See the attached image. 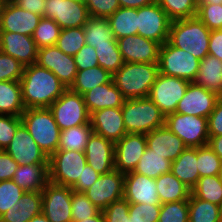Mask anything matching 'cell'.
<instances>
[{
	"label": "cell",
	"mask_w": 222,
	"mask_h": 222,
	"mask_svg": "<svg viewBox=\"0 0 222 222\" xmlns=\"http://www.w3.org/2000/svg\"><path fill=\"white\" fill-rule=\"evenodd\" d=\"M12 180L24 191H42L49 182L48 164L18 166Z\"/></svg>",
	"instance_id": "cell-28"
},
{
	"label": "cell",
	"mask_w": 222,
	"mask_h": 222,
	"mask_svg": "<svg viewBox=\"0 0 222 222\" xmlns=\"http://www.w3.org/2000/svg\"><path fill=\"white\" fill-rule=\"evenodd\" d=\"M165 125L176 134L186 147L198 148L208 144V119L180 113L166 116Z\"/></svg>",
	"instance_id": "cell-9"
},
{
	"label": "cell",
	"mask_w": 222,
	"mask_h": 222,
	"mask_svg": "<svg viewBox=\"0 0 222 222\" xmlns=\"http://www.w3.org/2000/svg\"><path fill=\"white\" fill-rule=\"evenodd\" d=\"M95 51L98 56L99 66L112 75L125 63L119 51L118 44L96 45Z\"/></svg>",
	"instance_id": "cell-43"
},
{
	"label": "cell",
	"mask_w": 222,
	"mask_h": 222,
	"mask_svg": "<svg viewBox=\"0 0 222 222\" xmlns=\"http://www.w3.org/2000/svg\"><path fill=\"white\" fill-rule=\"evenodd\" d=\"M219 177H220V180L222 181V160H221Z\"/></svg>",
	"instance_id": "cell-66"
},
{
	"label": "cell",
	"mask_w": 222,
	"mask_h": 222,
	"mask_svg": "<svg viewBox=\"0 0 222 222\" xmlns=\"http://www.w3.org/2000/svg\"><path fill=\"white\" fill-rule=\"evenodd\" d=\"M49 109L61 131L90 123V113L83 95L69 88L50 105Z\"/></svg>",
	"instance_id": "cell-8"
},
{
	"label": "cell",
	"mask_w": 222,
	"mask_h": 222,
	"mask_svg": "<svg viewBox=\"0 0 222 222\" xmlns=\"http://www.w3.org/2000/svg\"><path fill=\"white\" fill-rule=\"evenodd\" d=\"M197 162L200 177L219 175L221 159L208 145L197 148Z\"/></svg>",
	"instance_id": "cell-44"
},
{
	"label": "cell",
	"mask_w": 222,
	"mask_h": 222,
	"mask_svg": "<svg viewBox=\"0 0 222 222\" xmlns=\"http://www.w3.org/2000/svg\"><path fill=\"white\" fill-rule=\"evenodd\" d=\"M22 124L21 116L0 114V150H4Z\"/></svg>",
	"instance_id": "cell-52"
},
{
	"label": "cell",
	"mask_w": 222,
	"mask_h": 222,
	"mask_svg": "<svg viewBox=\"0 0 222 222\" xmlns=\"http://www.w3.org/2000/svg\"><path fill=\"white\" fill-rule=\"evenodd\" d=\"M25 109L20 81H0V114L21 116Z\"/></svg>",
	"instance_id": "cell-32"
},
{
	"label": "cell",
	"mask_w": 222,
	"mask_h": 222,
	"mask_svg": "<svg viewBox=\"0 0 222 222\" xmlns=\"http://www.w3.org/2000/svg\"><path fill=\"white\" fill-rule=\"evenodd\" d=\"M194 83L222 96V61L208 54L200 61Z\"/></svg>",
	"instance_id": "cell-30"
},
{
	"label": "cell",
	"mask_w": 222,
	"mask_h": 222,
	"mask_svg": "<svg viewBox=\"0 0 222 222\" xmlns=\"http://www.w3.org/2000/svg\"><path fill=\"white\" fill-rule=\"evenodd\" d=\"M13 180H4L0 182V216L8 209H13L24 194Z\"/></svg>",
	"instance_id": "cell-47"
},
{
	"label": "cell",
	"mask_w": 222,
	"mask_h": 222,
	"mask_svg": "<svg viewBox=\"0 0 222 222\" xmlns=\"http://www.w3.org/2000/svg\"><path fill=\"white\" fill-rule=\"evenodd\" d=\"M93 129L91 123L64 129L60 133L58 150H74L84 152Z\"/></svg>",
	"instance_id": "cell-36"
},
{
	"label": "cell",
	"mask_w": 222,
	"mask_h": 222,
	"mask_svg": "<svg viewBox=\"0 0 222 222\" xmlns=\"http://www.w3.org/2000/svg\"><path fill=\"white\" fill-rule=\"evenodd\" d=\"M189 81L159 73L149 92V98L165 115L175 113L178 102L183 98Z\"/></svg>",
	"instance_id": "cell-10"
},
{
	"label": "cell",
	"mask_w": 222,
	"mask_h": 222,
	"mask_svg": "<svg viewBox=\"0 0 222 222\" xmlns=\"http://www.w3.org/2000/svg\"><path fill=\"white\" fill-rule=\"evenodd\" d=\"M28 222H50L48 218L41 212L40 214L33 217Z\"/></svg>",
	"instance_id": "cell-63"
},
{
	"label": "cell",
	"mask_w": 222,
	"mask_h": 222,
	"mask_svg": "<svg viewBox=\"0 0 222 222\" xmlns=\"http://www.w3.org/2000/svg\"><path fill=\"white\" fill-rule=\"evenodd\" d=\"M73 58L77 71L99 66L95 49L87 44H85Z\"/></svg>",
	"instance_id": "cell-54"
},
{
	"label": "cell",
	"mask_w": 222,
	"mask_h": 222,
	"mask_svg": "<svg viewBox=\"0 0 222 222\" xmlns=\"http://www.w3.org/2000/svg\"><path fill=\"white\" fill-rule=\"evenodd\" d=\"M113 79V75L104 70L100 66L77 71L75 80L71 87V91L84 95L98 85L109 83Z\"/></svg>",
	"instance_id": "cell-34"
},
{
	"label": "cell",
	"mask_w": 222,
	"mask_h": 222,
	"mask_svg": "<svg viewBox=\"0 0 222 222\" xmlns=\"http://www.w3.org/2000/svg\"><path fill=\"white\" fill-rule=\"evenodd\" d=\"M125 173L113 170L102 174L84 194L100 210L124 197Z\"/></svg>",
	"instance_id": "cell-14"
},
{
	"label": "cell",
	"mask_w": 222,
	"mask_h": 222,
	"mask_svg": "<svg viewBox=\"0 0 222 222\" xmlns=\"http://www.w3.org/2000/svg\"><path fill=\"white\" fill-rule=\"evenodd\" d=\"M191 194L196 198L221 206L222 181L219 175L200 177L191 189Z\"/></svg>",
	"instance_id": "cell-38"
},
{
	"label": "cell",
	"mask_w": 222,
	"mask_h": 222,
	"mask_svg": "<svg viewBox=\"0 0 222 222\" xmlns=\"http://www.w3.org/2000/svg\"><path fill=\"white\" fill-rule=\"evenodd\" d=\"M76 222H105V221L102 211H99L94 217L82 219V221H76Z\"/></svg>",
	"instance_id": "cell-62"
},
{
	"label": "cell",
	"mask_w": 222,
	"mask_h": 222,
	"mask_svg": "<svg viewBox=\"0 0 222 222\" xmlns=\"http://www.w3.org/2000/svg\"><path fill=\"white\" fill-rule=\"evenodd\" d=\"M161 204L189 200L191 189L171 172L155 179Z\"/></svg>",
	"instance_id": "cell-31"
},
{
	"label": "cell",
	"mask_w": 222,
	"mask_h": 222,
	"mask_svg": "<svg viewBox=\"0 0 222 222\" xmlns=\"http://www.w3.org/2000/svg\"><path fill=\"white\" fill-rule=\"evenodd\" d=\"M107 20L116 40L138 34L137 8L120 7Z\"/></svg>",
	"instance_id": "cell-33"
},
{
	"label": "cell",
	"mask_w": 222,
	"mask_h": 222,
	"mask_svg": "<svg viewBox=\"0 0 222 222\" xmlns=\"http://www.w3.org/2000/svg\"><path fill=\"white\" fill-rule=\"evenodd\" d=\"M42 16L20 8L6 0L0 14V32H12L32 36Z\"/></svg>",
	"instance_id": "cell-17"
},
{
	"label": "cell",
	"mask_w": 222,
	"mask_h": 222,
	"mask_svg": "<svg viewBox=\"0 0 222 222\" xmlns=\"http://www.w3.org/2000/svg\"><path fill=\"white\" fill-rule=\"evenodd\" d=\"M118 1L120 7L123 8H140L156 2V0H118Z\"/></svg>",
	"instance_id": "cell-60"
},
{
	"label": "cell",
	"mask_w": 222,
	"mask_h": 222,
	"mask_svg": "<svg viewBox=\"0 0 222 222\" xmlns=\"http://www.w3.org/2000/svg\"><path fill=\"white\" fill-rule=\"evenodd\" d=\"M138 35L160 45L168 41L171 20L161 6L155 3L137 8Z\"/></svg>",
	"instance_id": "cell-12"
},
{
	"label": "cell",
	"mask_w": 222,
	"mask_h": 222,
	"mask_svg": "<svg viewBox=\"0 0 222 222\" xmlns=\"http://www.w3.org/2000/svg\"><path fill=\"white\" fill-rule=\"evenodd\" d=\"M18 163L5 151L0 150V182L12 180Z\"/></svg>",
	"instance_id": "cell-57"
},
{
	"label": "cell",
	"mask_w": 222,
	"mask_h": 222,
	"mask_svg": "<svg viewBox=\"0 0 222 222\" xmlns=\"http://www.w3.org/2000/svg\"><path fill=\"white\" fill-rule=\"evenodd\" d=\"M86 44L83 27L62 29L56 47L67 55L74 56Z\"/></svg>",
	"instance_id": "cell-42"
},
{
	"label": "cell",
	"mask_w": 222,
	"mask_h": 222,
	"mask_svg": "<svg viewBox=\"0 0 222 222\" xmlns=\"http://www.w3.org/2000/svg\"><path fill=\"white\" fill-rule=\"evenodd\" d=\"M42 212V191H25L13 209L0 216V222H28Z\"/></svg>",
	"instance_id": "cell-27"
},
{
	"label": "cell",
	"mask_w": 222,
	"mask_h": 222,
	"mask_svg": "<svg viewBox=\"0 0 222 222\" xmlns=\"http://www.w3.org/2000/svg\"><path fill=\"white\" fill-rule=\"evenodd\" d=\"M0 51L17 59L25 67L36 63L38 47L32 36L0 32Z\"/></svg>",
	"instance_id": "cell-22"
},
{
	"label": "cell",
	"mask_w": 222,
	"mask_h": 222,
	"mask_svg": "<svg viewBox=\"0 0 222 222\" xmlns=\"http://www.w3.org/2000/svg\"><path fill=\"white\" fill-rule=\"evenodd\" d=\"M43 17L53 19L61 29L83 27L90 18L85 2L75 0H46Z\"/></svg>",
	"instance_id": "cell-13"
},
{
	"label": "cell",
	"mask_w": 222,
	"mask_h": 222,
	"mask_svg": "<svg viewBox=\"0 0 222 222\" xmlns=\"http://www.w3.org/2000/svg\"><path fill=\"white\" fill-rule=\"evenodd\" d=\"M171 161L146 148L134 172L156 179L164 173L171 172Z\"/></svg>",
	"instance_id": "cell-37"
},
{
	"label": "cell",
	"mask_w": 222,
	"mask_h": 222,
	"mask_svg": "<svg viewBox=\"0 0 222 222\" xmlns=\"http://www.w3.org/2000/svg\"><path fill=\"white\" fill-rule=\"evenodd\" d=\"M196 16L209 30L222 29V5L198 4Z\"/></svg>",
	"instance_id": "cell-48"
},
{
	"label": "cell",
	"mask_w": 222,
	"mask_h": 222,
	"mask_svg": "<svg viewBox=\"0 0 222 222\" xmlns=\"http://www.w3.org/2000/svg\"><path fill=\"white\" fill-rule=\"evenodd\" d=\"M73 1H74V0H73ZM75 1L85 2V0H75Z\"/></svg>",
	"instance_id": "cell-68"
},
{
	"label": "cell",
	"mask_w": 222,
	"mask_h": 222,
	"mask_svg": "<svg viewBox=\"0 0 222 222\" xmlns=\"http://www.w3.org/2000/svg\"><path fill=\"white\" fill-rule=\"evenodd\" d=\"M20 84L26 109L49 108L67 90L50 70L36 63L24 67Z\"/></svg>",
	"instance_id": "cell-1"
},
{
	"label": "cell",
	"mask_w": 222,
	"mask_h": 222,
	"mask_svg": "<svg viewBox=\"0 0 222 222\" xmlns=\"http://www.w3.org/2000/svg\"><path fill=\"white\" fill-rule=\"evenodd\" d=\"M61 27L51 18L42 17L32 38L38 49L56 45L60 36Z\"/></svg>",
	"instance_id": "cell-41"
},
{
	"label": "cell",
	"mask_w": 222,
	"mask_h": 222,
	"mask_svg": "<svg viewBox=\"0 0 222 222\" xmlns=\"http://www.w3.org/2000/svg\"><path fill=\"white\" fill-rule=\"evenodd\" d=\"M83 97L90 115L105 108H121L125 101L121 91L114 85L113 79L109 83L94 87Z\"/></svg>",
	"instance_id": "cell-26"
},
{
	"label": "cell",
	"mask_w": 222,
	"mask_h": 222,
	"mask_svg": "<svg viewBox=\"0 0 222 222\" xmlns=\"http://www.w3.org/2000/svg\"><path fill=\"white\" fill-rule=\"evenodd\" d=\"M100 210L87 198L84 192L72 193L71 214L72 221L94 217Z\"/></svg>",
	"instance_id": "cell-45"
},
{
	"label": "cell",
	"mask_w": 222,
	"mask_h": 222,
	"mask_svg": "<svg viewBox=\"0 0 222 222\" xmlns=\"http://www.w3.org/2000/svg\"><path fill=\"white\" fill-rule=\"evenodd\" d=\"M73 189L50 181L42 190V213L50 222H73L71 201Z\"/></svg>",
	"instance_id": "cell-11"
},
{
	"label": "cell",
	"mask_w": 222,
	"mask_h": 222,
	"mask_svg": "<svg viewBox=\"0 0 222 222\" xmlns=\"http://www.w3.org/2000/svg\"><path fill=\"white\" fill-rule=\"evenodd\" d=\"M171 21L195 17L198 3L195 0H156Z\"/></svg>",
	"instance_id": "cell-40"
},
{
	"label": "cell",
	"mask_w": 222,
	"mask_h": 222,
	"mask_svg": "<svg viewBox=\"0 0 222 222\" xmlns=\"http://www.w3.org/2000/svg\"><path fill=\"white\" fill-rule=\"evenodd\" d=\"M24 66L15 58L0 51V81H20Z\"/></svg>",
	"instance_id": "cell-49"
},
{
	"label": "cell",
	"mask_w": 222,
	"mask_h": 222,
	"mask_svg": "<svg viewBox=\"0 0 222 222\" xmlns=\"http://www.w3.org/2000/svg\"><path fill=\"white\" fill-rule=\"evenodd\" d=\"M90 17L107 18L120 8L118 0H85Z\"/></svg>",
	"instance_id": "cell-53"
},
{
	"label": "cell",
	"mask_w": 222,
	"mask_h": 222,
	"mask_svg": "<svg viewBox=\"0 0 222 222\" xmlns=\"http://www.w3.org/2000/svg\"><path fill=\"white\" fill-rule=\"evenodd\" d=\"M222 160V136H209L207 144Z\"/></svg>",
	"instance_id": "cell-61"
},
{
	"label": "cell",
	"mask_w": 222,
	"mask_h": 222,
	"mask_svg": "<svg viewBox=\"0 0 222 222\" xmlns=\"http://www.w3.org/2000/svg\"><path fill=\"white\" fill-rule=\"evenodd\" d=\"M119 51L127 63H158L160 44L140 35L117 39Z\"/></svg>",
	"instance_id": "cell-20"
},
{
	"label": "cell",
	"mask_w": 222,
	"mask_h": 222,
	"mask_svg": "<svg viewBox=\"0 0 222 222\" xmlns=\"http://www.w3.org/2000/svg\"><path fill=\"white\" fill-rule=\"evenodd\" d=\"M220 216H221V222H222V204L220 206Z\"/></svg>",
	"instance_id": "cell-67"
},
{
	"label": "cell",
	"mask_w": 222,
	"mask_h": 222,
	"mask_svg": "<svg viewBox=\"0 0 222 222\" xmlns=\"http://www.w3.org/2000/svg\"><path fill=\"white\" fill-rule=\"evenodd\" d=\"M36 64L50 70L67 89L77 74L73 56L65 54L55 45L38 49Z\"/></svg>",
	"instance_id": "cell-15"
},
{
	"label": "cell",
	"mask_w": 222,
	"mask_h": 222,
	"mask_svg": "<svg viewBox=\"0 0 222 222\" xmlns=\"http://www.w3.org/2000/svg\"><path fill=\"white\" fill-rule=\"evenodd\" d=\"M208 54L222 61V29L211 30Z\"/></svg>",
	"instance_id": "cell-58"
},
{
	"label": "cell",
	"mask_w": 222,
	"mask_h": 222,
	"mask_svg": "<svg viewBox=\"0 0 222 222\" xmlns=\"http://www.w3.org/2000/svg\"><path fill=\"white\" fill-rule=\"evenodd\" d=\"M21 121L48 158L58 150L61 130L49 108L25 109Z\"/></svg>",
	"instance_id": "cell-4"
},
{
	"label": "cell",
	"mask_w": 222,
	"mask_h": 222,
	"mask_svg": "<svg viewBox=\"0 0 222 222\" xmlns=\"http://www.w3.org/2000/svg\"><path fill=\"white\" fill-rule=\"evenodd\" d=\"M86 164L84 152L57 150L48 159L49 181L72 187L81 178Z\"/></svg>",
	"instance_id": "cell-7"
},
{
	"label": "cell",
	"mask_w": 222,
	"mask_h": 222,
	"mask_svg": "<svg viewBox=\"0 0 222 222\" xmlns=\"http://www.w3.org/2000/svg\"><path fill=\"white\" fill-rule=\"evenodd\" d=\"M121 111L127 133L146 135L165 126L166 116L149 97L125 99Z\"/></svg>",
	"instance_id": "cell-5"
},
{
	"label": "cell",
	"mask_w": 222,
	"mask_h": 222,
	"mask_svg": "<svg viewBox=\"0 0 222 222\" xmlns=\"http://www.w3.org/2000/svg\"><path fill=\"white\" fill-rule=\"evenodd\" d=\"M102 213L105 222H137L129 217V202L124 197L109 204Z\"/></svg>",
	"instance_id": "cell-50"
},
{
	"label": "cell",
	"mask_w": 222,
	"mask_h": 222,
	"mask_svg": "<svg viewBox=\"0 0 222 222\" xmlns=\"http://www.w3.org/2000/svg\"><path fill=\"white\" fill-rule=\"evenodd\" d=\"M158 222H189L188 200L161 204Z\"/></svg>",
	"instance_id": "cell-46"
},
{
	"label": "cell",
	"mask_w": 222,
	"mask_h": 222,
	"mask_svg": "<svg viewBox=\"0 0 222 222\" xmlns=\"http://www.w3.org/2000/svg\"><path fill=\"white\" fill-rule=\"evenodd\" d=\"M161 205L129 203V217L137 222H158Z\"/></svg>",
	"instance_id": "cell-51"
},
{
	"label": "cell",
	"mask_w": 222,
	"mask_h": 222,
	"mask_svg": "<svg viewBox=\"0 0 222 222\" xmlns=\"http://www.w3.org/2000/svg\"><path fill=\"white\" fill-rule=\"evenodd\" d=\"M219 97L217 93L191 82L183 98L178 102L175 112L208 118Z\"/></svg>",
	"instance_id": "cell-18"
},
{
	"label": "cell",
	"mask_w": 222,
	"mask_h": 222,
	"mask_svg": "<svg viewBox=\"0 0 222 222\" xmlns=\"http://www.w3.org/2000/svg\"><path fill=\"white\" fill-rule=\"evenodd\" d=\"M100 175L89 164H86L81 178H78V181L71 188L76 192H84L96 182Z\"/></svg>",
	"instance_id": "cell-56"
},
{
	"label": "cell",
	"mask_w": 222,
	"mask_h": 222,
	"mask_svg": "<svg viewBox=\"0 0 222 222\" xmlns=\"http://www.w3.org/2000/svg\"><path fill=\"white\" fill-rule=\"evenodd\" d=\"M189 222H221L220 206L196 198L192 194L188 200Z\"/></svg>",
	"instance_id": "cell-39"
},
{
	"label": "cell",
	"mask_w": 222,
	"mask_h": 222,
	"mask_svg": "<svg viewBox=\"0 0 222 222\" xmlns=\"http://www.w3.org/2000/svg\"><path fill=\"white\" fill-rule=\"evenodd\" d=\"M159 73L194 82L200 60L190 53L172 46L168 41L160 45L158 56Z\"/></svg>",
	"instance_id": "cell-6"
},
{
	"label": "cell",
	"mask_w": 222,
	"mask_h": 222,
	"mask_svg": "<svg viewBox=\"0 0 222 222\" xmlns=\"http://www.w3.org/2000/svg\"><path fill=\"white\" fill-rule=\"evenodd\" d=\"M4 150L18 163V166L48 164L49 158L23 124L17 128L13 139Z\"/></svg>",
	"instance_id": "cell-16"
},
{
	"label": "cell",
	"mask_w": 222,
	"mask_h": 222,
	"mask_svg": "<svg viewBox=\"0 0 222 222\" xmlns=\"http://www.w3.org/2000/svg\"><path fill=\"white\" fill-rule=\"evenodd\" d=\"M210 32L197 17L171 21L168 42L198 60L208 55Z\"/></svg>",
	"instance_id": "cell-2"
},
{
	"label": "cell",
	"mask_w": 222,
	"mask_h": 222,
	"mask_svg": "<svg viewBox=\"0 0 222 222\" xmlns=\"http://www.w3.org/2000/svg\"><path fill=\"white\" fill-rule=\"evenodd\" d=\"M146 148L145 134L127 133L115 143V170L122 173L134 171Z\"/></svg>",
	"instance_id": "cell-19"
},
{
	"label": "cell",
	"mask_w": 222,
	"mask_h": 222,
	"mask_svg": "<svg viewBox=\"0 0 222 222\" xmlns=\"http://www.w3.org/2000/svg\"><path fill=\"white\" fill-rule=\"evenodd\" d=\"M46 0H13L20 8L43 17Z\"/></svg>",
	"instance_id": "cell-59"
},
{
	"label": "cell",
	"mask_w": 222,
	"mask_h": 222,
	"mask_svg": "<svg viewBox=\"0 0 222 222\" xmlns=\"http://www.w3.org/2000/svg\"><path fill=\"white\" fill-rule=\"evenodd\" d=\"M208 135L222 136V96L216 102L214 110L208 116Z\"/></svg>",
	"instance_id": "cell-55"
},
{
	"label": "cell",
	"mask_w": 222,
	"mask_h": 222,
	"mask_svg": "<svg viewBox=\"0 0 222 222\" xmlns=\"http://www.w3.org/2000/svg\"><path fill=\"white\" fill-rule=\"evenodd\" d=\"M197 167V148L187 147L176 160L172 161L171 173L192 189L200 178Z\"/></svg>",
	"instance_id": "cell-29"
},
{
	"label": "cell",
	"mask_w": 222,
	"mask_h": 222,
	"mask_svg": "<svg viewBox=\"0 0 222 222\" xmlns=\"http://www.w3.org/2000/svg\"><path fill=\"white\" fill-rule=\"evenodd\" d=\"M83 30L86 44L92 46L94 49L96 45L118 44L109 27L107 18L90 17L83 26Z\"/></svg>",
	"instance_id": "cell-35"
},
{
	"label": "cell",
	"mask_w": 222,
	"mask_h": 222,
	"mask_svg": "<svg viewBox=\"0 0 222 222\" xmlns=\"http://www.w3.org/2000/svg\"><path fill=\"white\" fill-rule=\"evenodd\" d=\"M124 198L129 203L161 205L155 179L134 171L125 173Z\"/></svg>",
	"instance_id": "cell-23"
},
{
	"label": "cell",
	"mask_w": 222,
	"mask_h": 222,
	"mask_svg": "<svg viewBox=\"0 0 222 222\" xmlns=\"http://www.w3.org/2000/svg\"><path fill=\"white\" fill-rule=\"evenodd\" d=\"M93 132L114 143L127 134L121 108H105L90 115Z\"/></svg>",
	"instance_id": "cell-24"
},
{
	"label": "cell",
	"mask_w": 222,
	"mask_h": 222,
	"mask_svg": "<svg viewBox=\"0 0 222 222\" xmlns=\"http://www.w3.org/2000/svg\"><path fill=\"white\" fill-rule=\"evenodd\" d=\"M114 152L115 143L94 132L84 151L87 164L101 175L115 170Z\"/></svg>",
	"instance_id": "cell-21"
},
{
	"label": "cell",
	"mask_w": 222,
	"mask_h": 222,
	"mask_svg": "<svg viewBox=\"0 0 222 222\" xmlns=\"http://www.w3.org/2000/svg\"><path fill=\"white\" fill-rule=\"evenodd\" d=\"M147 148L171 162L187 148L183 141L166 125L146 134Z\"/></svg>",
	"instance_id": "cell-25"
},
{
	"label": "cell",
	"mask_w": 222,
	"mask_h": 222,
	"mask_svg": "<svg viewBox=\"0 0 222 222\" xmlns=\"http://www.w3.org/2000/svg\"><path fill=\"white\" fill-rule=\"evenodd\" d=\"M159 75L158 63H127L113 74L114 85L125 99L149 96Z\"/></svg>",
	"instance_id": "cell-3"
},
{
	"label": "cell",
	"mask_w": 222,
	"mask_h": 222,
	"mask_svg": "<svg viewBox=\"0 0 222 222\" xmlns=\"http://www.w3.org/2000/svg\"><path fill=\"white\" fill-rule=\"evenodd\" d=\"M5 1L6 0H0V14H1V10H2V7H3Z\"/></svg>",
	"instance_id": "cell-65"
},
{
	"label": "cell",
	"mask_w": 222,
	"mask_h": 222,
	"mask_svg": "<svg viewBox=\"0 0 222 222\" xmlns=\"http://www.w3.org/2000/svg\"><path fill=\"white\" fill-rule=\"evenodd\" d=\"M198 4H217V5H222V0H202L200 3Z\"/></svg>",
	"instance_id": "cell-64"
}]
</instances>
